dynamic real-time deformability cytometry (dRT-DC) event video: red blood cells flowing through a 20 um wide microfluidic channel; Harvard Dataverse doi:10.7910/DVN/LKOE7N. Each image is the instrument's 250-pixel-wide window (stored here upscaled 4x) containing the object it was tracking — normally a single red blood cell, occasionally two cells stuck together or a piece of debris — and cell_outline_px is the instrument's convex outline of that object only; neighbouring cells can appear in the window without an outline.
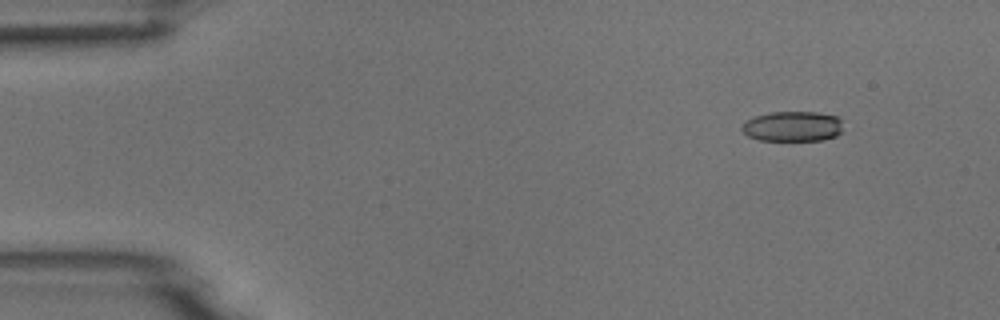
{"species": "common noctule bat (a hibernating species)", "species_latin": "Nyctalus noctula", "temperature_condition": "room temperature", "stored_images_in_passage": 4, "camera_frame_rate_fps": 3000, "um_per_image_px": 0.085, "animal": {"sex": "male", "body_mass_g": 18.8}, "frame": {"image": 1, "passage_image": 1, "time_ms": 0.0, "image_size_px": [1000, 320], "cell_outline_px": [[840, 132], [836, 136], [820, 140], [760, 140], [748, 136], [740, 128], [744, 120], [756, 116], [772, 112], [816, 112], [836, 116], [840, 120]], "centroid_in_image_um": [67.32, 10.74], "position_along_channel_um": 17.7, "area_um2": 17.63}}
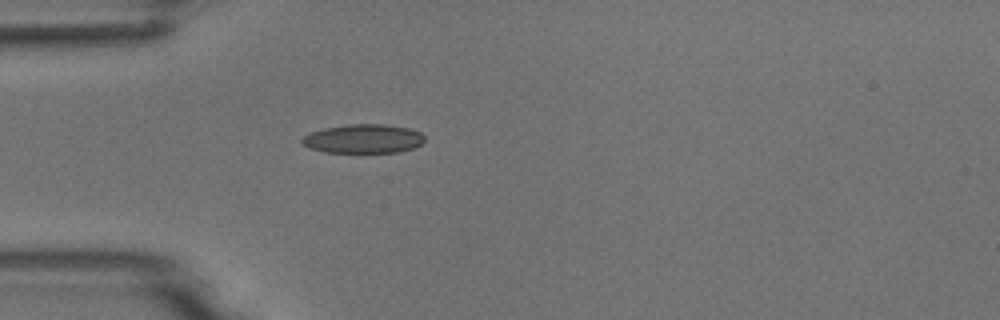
{"frame": {"image": 2, "passage_image": 4, "time_ms": 3.333, "image_size_px": [1000, 320], "cell_outline_px": [[424, 140], [416, 148], [400, 152], [324, 152], [308, 148], [300, 140], [304, 136], [312, 132], [324, 128], [348, 124], [384, 124], [408, 128], [420, 132], [424, 136]], "centroid_in_image_um": [30.9, 11.8], "position_along_channel_um": 54.1, "area_um2": 20.69}}